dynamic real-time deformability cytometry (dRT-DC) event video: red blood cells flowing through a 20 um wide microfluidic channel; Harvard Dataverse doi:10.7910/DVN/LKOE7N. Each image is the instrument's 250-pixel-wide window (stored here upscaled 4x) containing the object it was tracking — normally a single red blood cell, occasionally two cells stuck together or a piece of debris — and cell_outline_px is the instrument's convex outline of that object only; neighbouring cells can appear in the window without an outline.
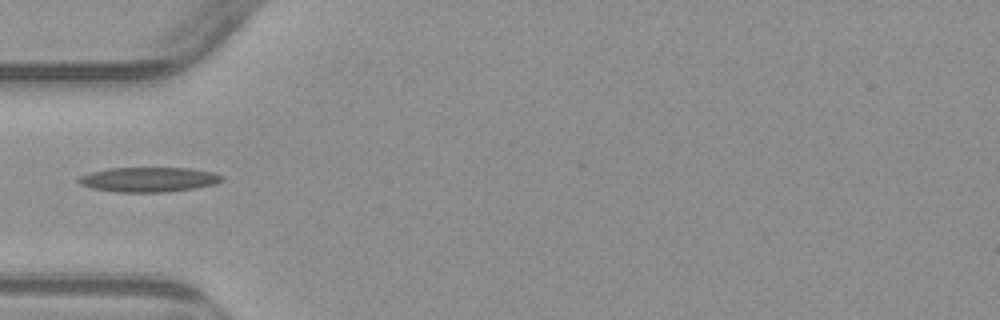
{"species": "common noctule bat (a hibernating species)", "species_latin": "Nyctalus noctula", "temperature_condition": "warm", "stored_images_in_passage": 8, "camera_frame_rate_fps": 3000, "um_per_image_px": 0.085, "animal": {"sex": "male", "body_mass_g": 23.1, "forearm_length_mm": 52.7}, "frame": {"image": 1, "passage_image": 3, "time_ms": 2.333, "image_size_px": [1000, 320], "cell_outline_px": [[224, 180], [216, 184], [196, 188], [164, 192], [116, 192], [92, 188], [80, 184], [76, 180], [80, 176], [92, 172], [108, 168], [192, 168], [212, 172], [224, 176]], "centroid_in_image_um": [12.67, 15.26], "position_along_channel_um": 72.3, "area_um2": 20.75}}
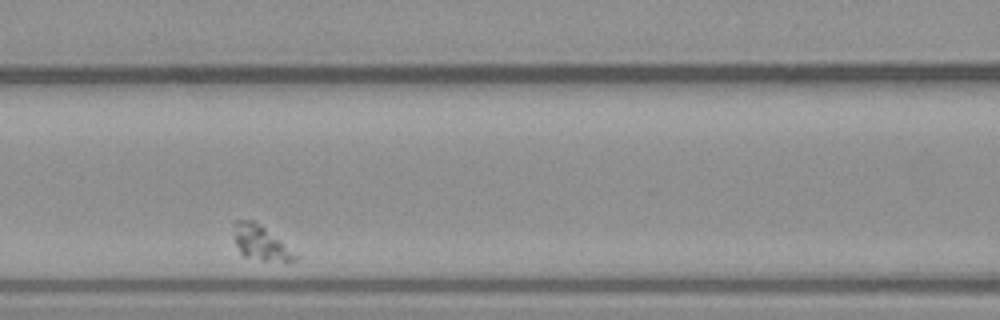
{"frame": {"image": 2, "passage_image": 6, "time_ms": 7.0, "image_size_px": [1000, 320], "cell_outline_px": [[300, 256], [296, 260], [260, 260], [244, 256], [240, 252], [232, 236], [236, 220], [252, 220], [260, 224]], "centroid_in_image_um": [22.13, 20.63], "position_along_channel_um": 144.5, "area_um2": 12.14}}
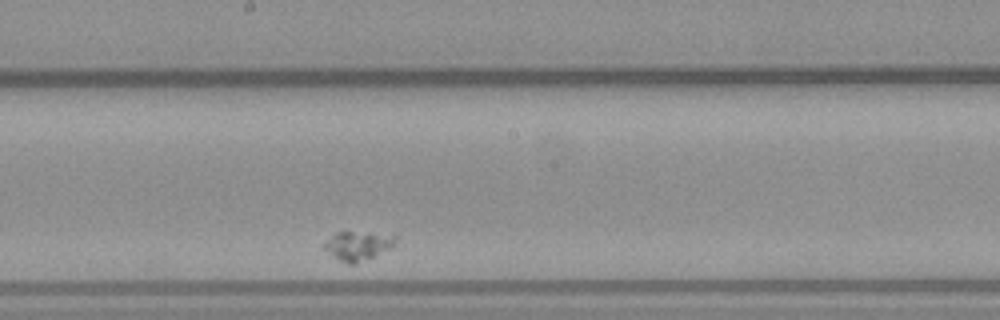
{"frame": {"image": 3, "passage_image": 8, "time_ms": 9.333, "image_size_px": [1000, 320], "cell_outline_px": [[396, 236], [392, 248], [356, 264], [348, 264], [332, 256], [324, 248], [324, 244], [336, 232], [352, 232]], "centroid_in_image_um": [30.4, 20.91], "position_along_channel_um": 217.8, "area_um2": 11.62}}